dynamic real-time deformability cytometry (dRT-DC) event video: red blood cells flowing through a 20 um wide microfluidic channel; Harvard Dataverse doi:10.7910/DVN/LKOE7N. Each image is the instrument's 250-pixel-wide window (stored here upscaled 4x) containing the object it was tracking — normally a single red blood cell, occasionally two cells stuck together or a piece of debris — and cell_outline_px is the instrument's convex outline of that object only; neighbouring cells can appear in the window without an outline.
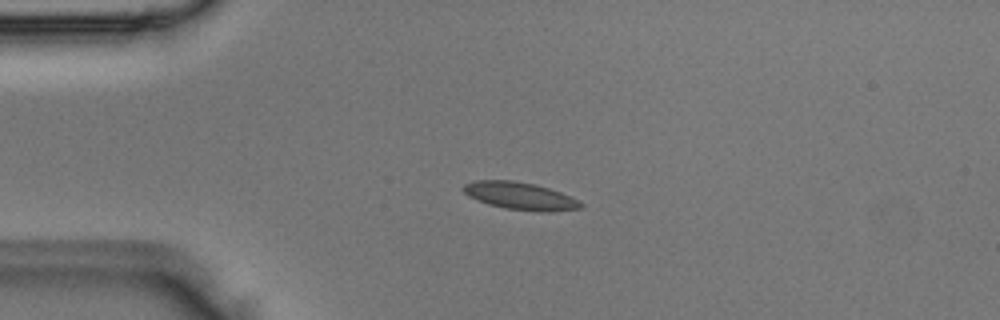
{"species": "Egyptian fruit bat (a non-hibernating species)", "species_latin": "Rousettus aegyptiacus", "temperature_condition": "room temperature", "stored_images_in_passage": 3, "camera_frame_rate_fps": 3000, "um_per_image_px": 0.085, "animal": {"sex": "male"}, "frame": {"image": 1, "passage_image": 2, "time_ms": 0.333, "image_size_px": [1000, 320], "cell_outline_px": [[584, 204], [580, 208], [548, 212], [536, 212], [504, 208], [488, 204], [476, 200], [468, 196], [460, 188], [464, 184], [476, 180], [512, 180], [536, 184], [560, 192]], "centroid_in_image_um": [44.15, 16.65], "position_along_channel_um": 40.8, "area_um2": 18.84}}